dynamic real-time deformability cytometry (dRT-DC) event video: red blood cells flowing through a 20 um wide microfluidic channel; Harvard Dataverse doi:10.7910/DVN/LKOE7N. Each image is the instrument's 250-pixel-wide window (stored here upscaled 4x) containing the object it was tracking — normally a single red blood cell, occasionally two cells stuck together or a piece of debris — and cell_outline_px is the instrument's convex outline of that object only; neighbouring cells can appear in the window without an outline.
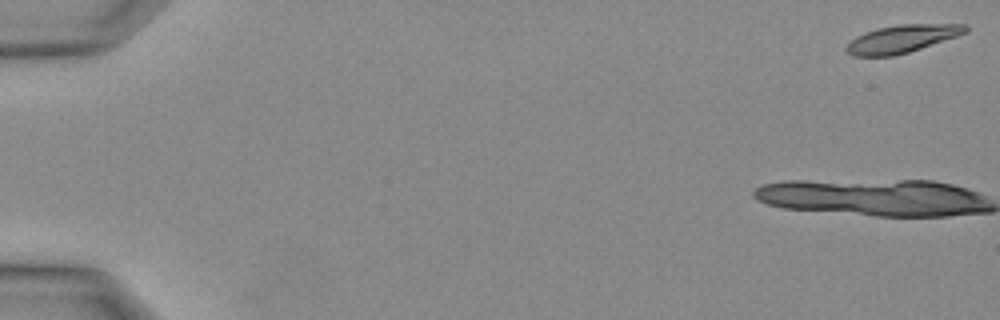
{"species": "Egyptian fruit bat (a non-hibernating species)", "species_latin": "Rousettus aegyptiacus", "temperature_condition": "warm", "stored_images_in_passage": 8, "camera_frame_rate_fps": 3000, "um_per_image_px": 0.085, "animal": {"sex": "female"}, "frame": {"image": 1, "passage_image": 1, "time_ms": 0.0, "image_size_px": [1000, 320], "cell_outline_px": [[968, 32], [908, 52], [892, 56], [852, 56], [844, 48], [856, 36], [864, 32], [880, 28], [900, 24], [968, 24]], "centroid_in_image_um": [76.66, 3.29], "position_along_channel_um": 8.3, "area_um2": 19.02}}